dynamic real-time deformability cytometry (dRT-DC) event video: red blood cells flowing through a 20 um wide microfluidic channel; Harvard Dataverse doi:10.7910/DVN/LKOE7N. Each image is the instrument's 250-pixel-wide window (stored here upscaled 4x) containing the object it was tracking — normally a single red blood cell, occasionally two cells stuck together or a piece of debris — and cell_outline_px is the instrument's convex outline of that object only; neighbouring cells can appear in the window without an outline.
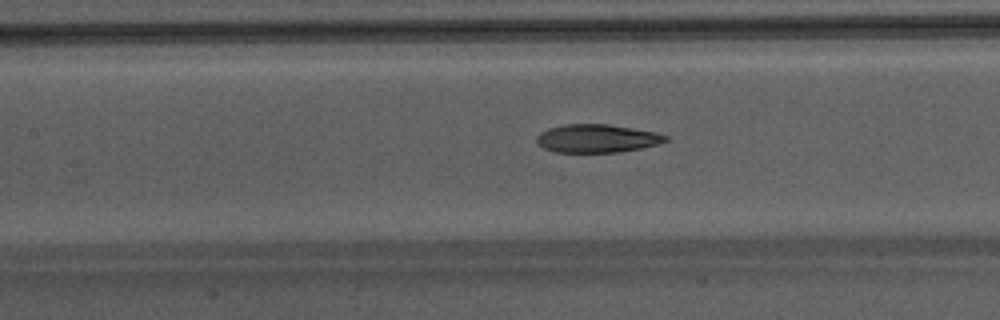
{"species": "Egyptian fruit bat (a non-hibernating species)", "species_latin": "Rousettus aegyptiacus", "temperature_condition": "warm", "stored_images_in_passage": 24, "camera_frame_rate_fps": 3000, "um_per_image_px": 0.085, "animal": {"sex": "male"}, "frame": {"image": 1, "passage_image": 8, "time_ms": 2.333, "image_size_px": [1000, 320], "cell_outline_px": [[668, 140], [656, 144], [640, 148], [616, 152], [556, 152], [544, 148], [536, 140], [536, 136], [540, 132], [548, 128], [564, 124], [608, 124], [656, 132], [668, 136]], "centroid_in_image_um": [50.72, 11.76], "position_along_channel_um": 156.7, "area_um2": 21.04}}
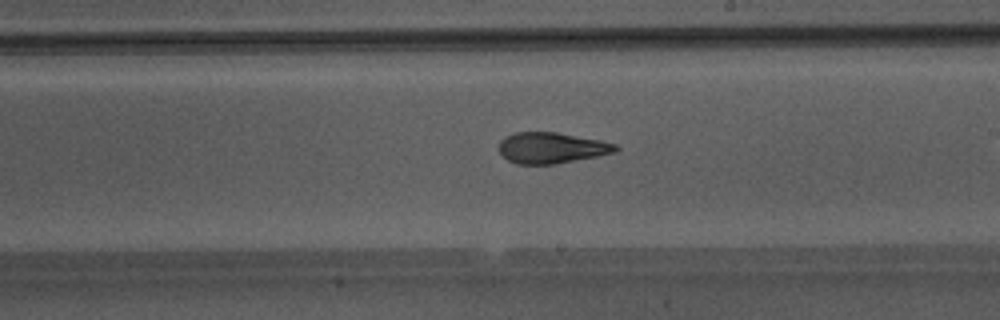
{"frame": {"image": 2, "passage_image": 14, "time_ms": 4.333, "image_size_px": [1000, 320], "cell_outline_px": [[620, 148], [616, 152], [556, 164], [516, 164], [508, 160], [500, 152], [500, 140], [504, 136], [516, 132], [556, 132], [600, 140], [616, 144]], "centroid_in_image_um": [46.88, 12.56], "position_along_channel_um": 242.1, "area_um2": 20.98}}
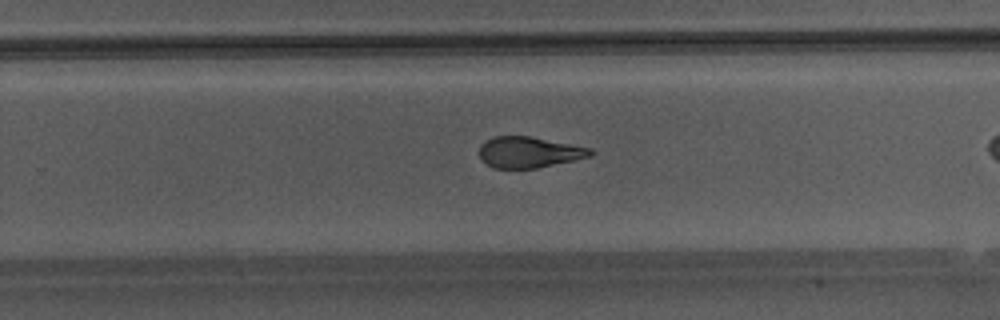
{"frame": {"image": 3, "passage_image": 17, "time_ms": 5.333, "image_size_px": [1000, 320], "cell_outline_px": [[596, 152], [592, 156], [536, 168], [496, 168], [480, 160], [480, 144], [484, 140], [492, 136], [528, 136], [592, 148]], "centroid_in_image_um": [44.96, 12.93], "position_along_channel_um": 284.8, "area_um2": 20.06}}